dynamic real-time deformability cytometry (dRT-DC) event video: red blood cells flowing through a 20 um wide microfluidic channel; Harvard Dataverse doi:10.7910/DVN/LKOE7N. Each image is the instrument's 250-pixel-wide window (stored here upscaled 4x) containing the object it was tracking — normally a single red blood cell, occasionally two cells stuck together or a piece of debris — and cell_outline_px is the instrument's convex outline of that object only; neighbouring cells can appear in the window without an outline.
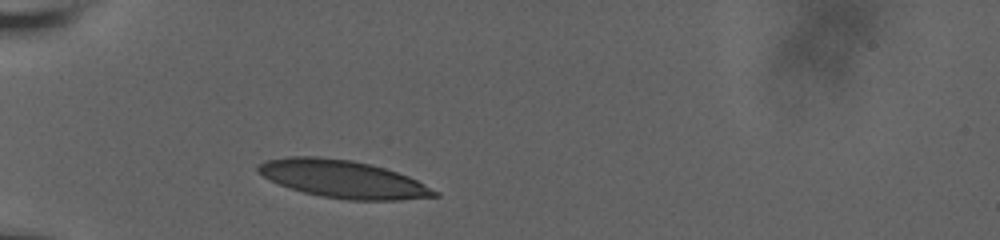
{"species": "human", "species_latin": "Homo sapiens", "temperature_condition": "room temperature", "stored_images_in_passage": 32, "camera_frame_rate_fps": 3000, "um_per_image_px": 0.085, "donor": {"sex": "male"}, "frame": {"image": 1, "passage_image": 1, "time_ms": 0.0, "image_size_px": [1000, 240], "cell_outline_px": [[440, 196], [400, 200], [348, 200], [320, 196], [304, 192], [280, 184], [256, 172], [256, 168], [260, 164], [268, 160], [288, 156], [316, 156], [352, 160], [384, 168], [408, 176], [440, 192]], "centroid_in_image_um": [29.18, 15.22], "position_along_channel_um": 55.8, "area_um2": 38.38}}
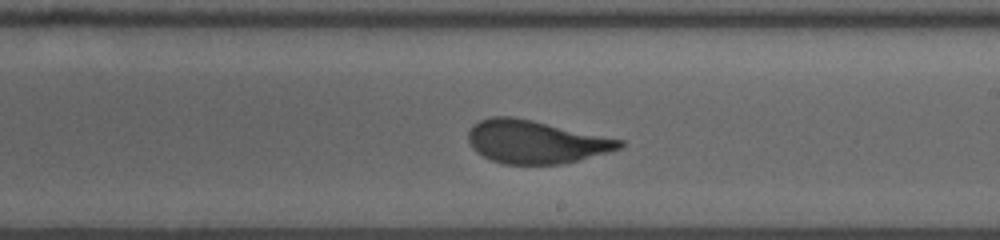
{"frame": {"image": 2, "passage_image": 18, "time_ms": 5.667, "image_size_px": [1000, 240], "cell_outline_px": [[624, 144], [620, 148], [608, 152], [564, 164], [504, 164], [492, 160], [476, 152], [472, 148], [468, 140], [468, 132], [472, 124], [480, 120], [492, 116], [512, 116], [532, 120], [624, 140]], "centroid_in_image_um": [45.5, 12.05], "position_along_channel_um": 243.5, "area_um2": 37.92}}
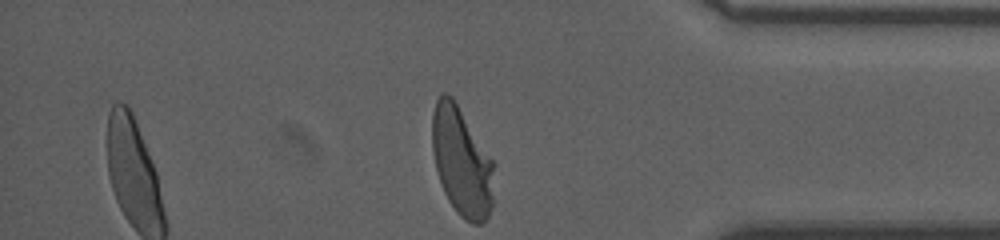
{"frame": {"image": 3, "passage_image": 32, "time_ms": 10.333, "image_size_px": [1000, 240], "cell_outline_px": [[492, 208], [488, 216], [480, 224], [472, 224], [464, 220], [456, 212], [448, 200], [444, 192], [436, 168], [432, 152], [432, 112], [436, 100], [440, 92], [444, 92], [452, 96], [492, 160]], "centroid_in_image_um": [39.2, 13.74], "position_along_channel_um": 396.0, "area_um2": 38.78}, "authors_computed_cell_mechanics": {"area_um2": 38.2925, "velocity_mm_per_s": 3.6417, "shape_relaxation_time_tau1_ms": 5.0954, "shape_relaxation_time_tau2_ms": null, "deformation_change_tau1": 0.1935, "deformation_change_tau2": null}}